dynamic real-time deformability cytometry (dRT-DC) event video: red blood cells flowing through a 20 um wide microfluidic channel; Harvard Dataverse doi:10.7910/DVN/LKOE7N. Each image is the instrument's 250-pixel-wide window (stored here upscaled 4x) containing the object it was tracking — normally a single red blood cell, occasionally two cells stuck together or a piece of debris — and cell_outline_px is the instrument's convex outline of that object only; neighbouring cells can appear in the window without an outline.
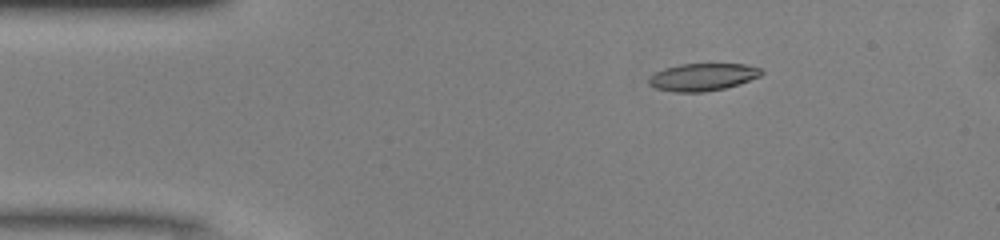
{"species": "common noctule bat (a hibernating species)", "species_latin": "Nyctalus noctula", "temperature_condition": "warm", "stored_images_in_passage": 37, "camera_frame_rate_fps": 3000, "um_per_image_px": 0.085, "animal": {"sex": "male", "body_mass_g": 13.0, "forearm_length_mm": 53.1}, "frame": {"image": 1, "passage_image": 3, "time_ms": 0.667, "image_size_px": [1000, 240], "cell_outline_px": [[764, 72], [760, 76], [740, 84], [724, 88], [704, 92], [676, 92], [656, 88], [648, 84], [648, 76], [664, 68], [680, 64], [744, 64], [760, 68]], "centroid_in_image_um": [59.71, 6.55], "position_along_channel_um": 25.3, "area_um2": 18.03}}
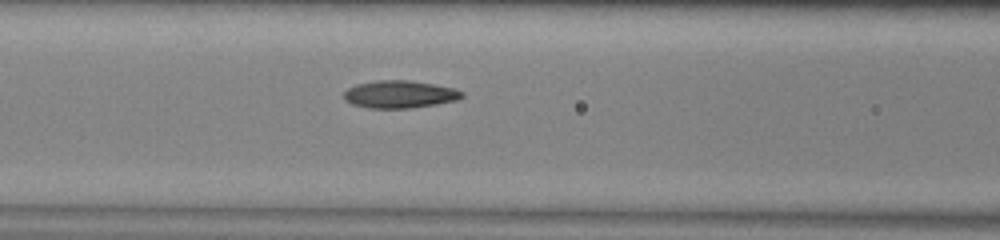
{"frame": {"image": 2, "passage_image": 15, "time_ms": 4.667, "image_size_px": [1000, 240], "cell_outline_px": [[464, 96], [456, 100], [436, 104], [412, 108], [368, 108], [352, 104], [344, 100], [344, 92], [348, 88], [356, 84], [376, 80], [408, 80], [432, 84], [452, 88], [464, 92]], "centroid_in_image_um": [33.94, 8.02], "position_along_channel_um": 132.7, "area_um2": 18.9}}
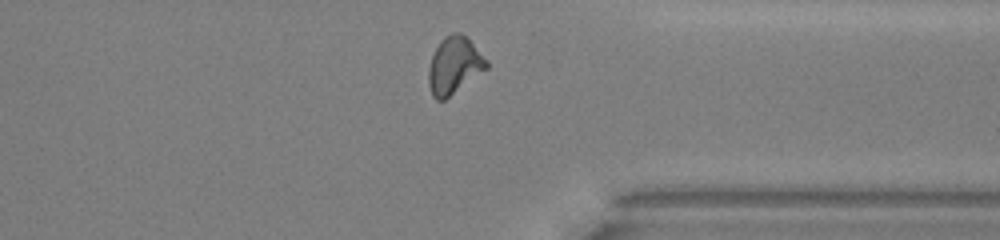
{"frame": {"image": 3, "passage_image": 33, "time_ms": 10.667, "image_size_px": [1000, 240], "cell_outline_px": [[488, 68], [444, 100], [436, 100], [432, 96], [428, 84], [428, 68], [432, 56], [440, 40], [444, 36], [452, 32], [460, 32], [488, 60]], "centroid_in_image_um": [38.59, 5.57], "position_along_channel_um": 372.8, "area_um2": 19.13}, "authors_computed_cell_mechanics": {"area_um2": 18.6116, "velocity_mm_per_s": 4.1093, "shape_relaxation_time_tau1_ms": 5.5348, "shape_relaxation_time_tau2_ms": 1.9527, "deformation_change_tau1": 0.1893, "deformation_change_tau2": 0.0994}}